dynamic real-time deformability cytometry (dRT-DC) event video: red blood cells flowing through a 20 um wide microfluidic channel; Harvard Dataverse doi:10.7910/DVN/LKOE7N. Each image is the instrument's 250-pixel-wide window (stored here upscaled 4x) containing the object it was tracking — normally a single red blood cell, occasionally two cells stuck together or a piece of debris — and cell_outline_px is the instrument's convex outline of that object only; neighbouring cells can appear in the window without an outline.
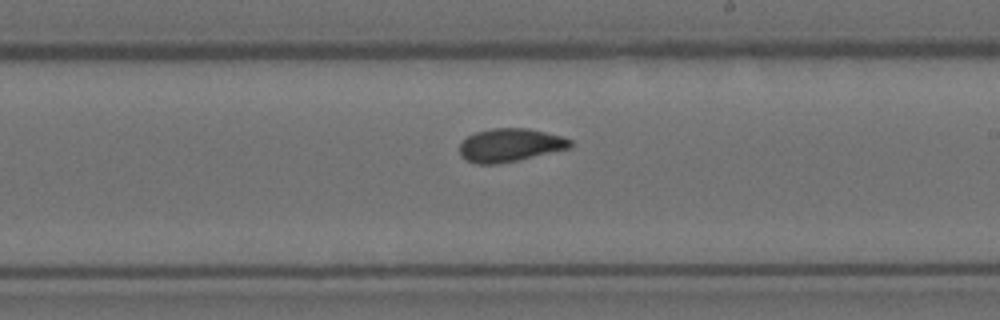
{"species": "Egyptian fruit bat (a non-hibernating species)", "species_latin": "Rousettus aegyptiacus", "temperature_condition": "room temperature", "stored_images_in_passage": 9, "segment_of_instrument_passage": [2, 2], "camera_frame_rate_fps": 3000, "um_per_image_px": 0.085, "animal": {"sex": "female"}, "frame": {"image": 1, "passage_image": 9, "time_ms": 2.667, "image_size_px": [1000, 320], "cell_outline_px": [[572, 148], [520, 160], [496, 164], [476, 164], [460, 156], [460, 144], [468, 136], [476, 132], [492, 128], [528, 128], [560, 136], [572, 140]], "centroid_in_image_um": [43.38, 12.34], "position_along_channel_um": 245.6, "area_um2": 21.5}}